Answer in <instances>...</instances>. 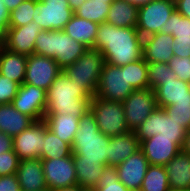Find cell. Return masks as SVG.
<instances>
[{"instance_id":"obj_1","label":"cell","mask_w":190,"mask_h":191,"mask_svg":"<svg viewBox=\"0 0 190 191\" xmlns=\"http://www.w3.org/2000/svg\"><path fill=\"white\" fill-rule=\"evenodd\" d=\"M93 48L101 51L106 63L125 66L143 58V37L135 27L104 22L99 24Z\"/></svg>"},{"instance_id":"obj_2","label":"cell","mask_w":190,"mask_h":191,"mask_svg":"<svg viewBox=\"0 0 190 191\" xmlns=\"http://www.w3.org/2000/svg\"><path fill=\"white\" fill-rule=\"evenodd\" d=\"M92 97L61 72L46 91L45 115L70 114L81 118L90 110Z\"/></svg>"},{"instance_id":"obj_3","label":"cell","mask_w":190,"mask_h":191,"mask_svg":"<svg viewBox=\"0 0 190 191\" xmlns=\"http://www.w3.org/2000/svg\"><path fill=\"white\" fill-rule=\"evenodd\" d=\"M110 137L99 131L94 114L89 110L79 119V128L72 143L77 161H98L107 165Z\"/></svg>"},{"instance_id":"obj_4","label":"cell","mask_w":190,"mask_h":191,"mask_svg":"<svg viewBox=\"0 0 190 191\" xmlns=\"http://www.w3.org/2000/svg\"><path fill=\"white\" fill-rule=\"evenodd\" d=\"M87 49L63 30H42L36 37L34 54L55 59L64 69L73 64Z\"/></svg>"},{"instance_id":"obj_5","label":"cell","mask_w":190,"mask_h":191,"mask_svg":"<svg viewBox=\"0 0 190 191\" xmlns=\"http://www.w3.org/2000/svg\"><path fill=\"white\" fill-rule=\"evenodd\" d=\"M100 50L88 48L73 64L66 66L63 72L91 96L96 95L100 74L105 64Z\"/></svg>"},{"instance_id":"obj_6","label":"cell","mask_w":190,"mask_h":191,"mask_svg":"<svg viewBox=\"0 0 190 191\" xmlns=\"http://www.w3.org/2000/svg\"><path fill=\"white\" fill-rule=\"evenodd\" d=\"M90 110L94 114L99 131L108 137L128 132L122 102L92 97Z\"/></svg>"},{"instance_id":"obj_7","label":"cell","mask_w":190,"mask_h":191,"mask_svg":"<svg viewBox=\"0 0 190 191\" xmlns=\"http://www.w3.org/2000/svg\"><path fill=\"white\" fill-rule=\"evenodd\" d=\"M134 90L128 82L127 65L104 64L96 90V97L123 102Z\"/></svg>"},{"instance_id":"obj_8","label":"cell","mask_w":190,"mask_h":191,"mask_svg":"<svg viewBox=\"0 0 190 191\" xmlns=\"http://www.w3.org/2000/svg\"><path fill=\"white\" fill-rule=\"evenodd\" d=\"M175 10L169 0H153L138 8L136 29L143 38L159 32L166 34L167 20Z\"/></svg>"},{"instance_id":"obj_9","label":"cell","mask_w":190,"mask_h":191,"mask_svg":"<svg viewBox=\"0 0 190 191\" xmlns=\"http://www.w3.org/2000/svg\"><path fill=\"white\" fill-rule=\"evenodd\" d=\"M128 129L135 131L158 107L155 91L151 88L134 90L123 102Z\"/></svg>"},{"instance_id":"obj_10","label":"cell","mask_w":190,"mask_h":191,"mask_svg":"<svg viewBox=\"0 0 190 191\" xmlns=\"http://www.w3.org/2000/svg\"><path fill=\"white\" fill-rule=\"evenodd\" d=\"M33 14V21L42 30H63L74 11L69 7L68 0H37Z\"/></svg>"},{"instance_id":"obj_11","label":"cell","mask_w":190,"mask_h":191,"mask_svg":"<svg viewBox=\"0 0 190 191\" xmlns=\"http://www.w3.org/2000/svg\"><path fill=\"white\" fill-rule=\"evenodd\" d=\"M139 143L154 135L166 137H186L187 131L165 110L157 107L150 116L135 130Z\"/></svg>"},{"instance_id":"obj_12","label":"cell","mask_w":190,"mask_h":191,"mask_svg":"<svg viewBox=\"0 0 190 191\" xmlns=\"http://www.w3.org/2000/svg\"><path fill=\"white\" fill-rule=\"evenodd\" d=\"M185 137L154 135L140 143V149L151 165L165 166L183 148Z\"/></svg>"},{"instance_id":"obj_13","label":"cell","mask_w":190,"mask_h":191,"mask_svg":"<svg viewBox=\"0 0 190 191\" xmlns=\"http://www.w3.org/2000/svg\"><path fill=\"white\" fill-rule=\"evenodd\" d=\"M63 71L55 59L43 55L27 56L26 75L24 83L32 84L47 91L53 80Z\"/></svg>"},{"instance_id":"obj_14","label":"cell","mask_w":190,"mask_h":191,"mask_svg":"<svg viewBox=\"0 0 190 191\" xmlns=\"http://www.w3.org/2000/svg\"><path fill=\"white\" fill-rule=\"evenodd\" d=\"M49 191L77 185L73 154L60 159H41Z\"/></svg>"},{"instance_id":"obj_15","label":"cell","mask_w":190,"mask_h":191,"mask_svg":"<svg viewBox=\"0 0 190 191\" xmlns=\"http://www.w3.org/2000/svg\"><path fill=\"white\" fill-rule=\"evenodd\" d=\"M45 125L44 120L34 121L31 126L13 138V150L20 161L41 157Z\"/></svg>"},{"instance_id":"obj_16","label":"cell","mask_w":190,"mask_h":191,"mask_svg":"<svg viewBox=\"0 0 190 191\" xmlns=\"http://www.w3.org/2000/svg\"><path fill=\"white\" fill-rule=\"evenodd\" d=\"M11 104L34 121L43 120L46 111V91L32 84L23 83Z\"/></svg>"},{"instance_id":"obj_17","label":"cell","mask_w":190,"mask_h":191,"mask_svg":"<svg viewBox=\"0 0 190 191\" xmlns=\"http://www.w3.org/2000/svg\"><path fill=\"white\" fill-rule=\"evenodd\" d=\"M41 31L39 24L34 21L21 27H8L5 30L3 47L9 51L30 56L34 54L36 37Z\"/></svg>"},{"instance_id":"obj_18","label":"cell","mask_w":190,"mask_h":191,"mask_svg":"<svg viewBox=\"0 0 190 191\" xmlns=\"http://www.w3.org/2000/svg\"><path fill=\"white\" fill-rule=\"evenodd\" d=\"M149 161L141 149L116 166L121 183L131 191H140L143 179L149 167Z\"/></svg>"},{"instance_id":"obj_19","label":"cell","mask_w":190,"mask_h":191,"mask_svg":"<svg viewBox=\"0 0 190 191\" xmlns=\"http://www.w3.org/2000/svg\"><path fill=\"white\" fill-rule=\"evenodd\" d=\"M153 90L158 107L190 103V83L183 80L176 78L160 81V85Z\"/></svg>"},{"instance_id":"obj_20","label":"cell","mask_w":190,"mask_h":191,"mask_svg":"<svg viewBox=\"0 0 190 191\" xmlns=\"http://www.w3.org/2000/svg\"><path fill=\"white\" fill-rule=\"evenodd\" d=\"M174 36L156 33L143 38V59L146 62L168 63L174 56Z\"/></svg>"},{"instance_id":"obj_21","label":"cell","mask_w":190,"mask_h":191,"mask_svg":"<svg viewBox=\"0 0 190 191\" xmlns=\"http://www.w3.org/2000/svg\"><path fill=\"white\" fill-rule=\"evenodd\" d=\"M16 175L21 191L48 190L40 158L20 161Z\"/></svg>"},{"instance_id":"obj_22","label":"cell","mask_w":190,"mask_h":191,"mask_svg":"<svg viewBox=\"0 0 190 191\" xmlns=\"http://www.w3.org/2000/svg\"><path fill=\"white\" fill-rule=\"evenodd\" d=\"M140 149L139 139L135 131H128L110 137L108 143L107 165L118 166Z\"/></svg>"},{"instance_id":"obj_23","label":"cell","mask_w":190,"mask_h":191,"mask_svg":"<svg viewBox=\"0 0 190 191\" xmlns=\"http://www.w3.org/2000/svg\"><path fill=\"white\" fill-rule=\"evenodd\" d=\"M165 167L170 190L190 191V154L181 150Z\"/></svg>"},{"instance_id":"obj_24","label":"cell","mask_w":190,"mask_h":191,"mask_svg":"<svg viewBox=\"0 0 190 191\" xmlns=\"http://www.w3.org/2000/svg\"><path fill=\"white\" fill-rule=\"evenodd\" d=\"M32 123L31 117L20 113L11 103L0 104V132L14 138Z\"/></svg>"},{"instance_id":"obj_25","label":"cell","mask_w":190,"mask_h":191,"mask_svg":"<svg viewBox=\"0 0 190 191\" xmlns=\"http://www.w3.org/2000/svg\"><path fill=\"white\" fill-rule=\"evenodd\" d=\"M27 56L0 47V74L17 82L24 83L26 75Z\"/></svg>"},{"instance_id":"obj_26","label":"cell","mask_w":190,"mask_h":191,"mask_svg":"<svg viewBox=\"0 0 190 191\" xmlns=\"http://www.w3.org/2000/svg\"><path fill=\"white\" fill-rule=\"evenodd\" d=\"M79 119L67 113L45 115L43 120L46 122L48 129L72 147L75 134L79 128Z\"/></svg>"},{"instance_id":"obj_27","label":"cell","mask_w":190,"mask_h":191,"mask_svg":"<svg viewBox=\"0 0 190 191\" xmlns=\"http://www.w3.org/2000/svg\"><path fill=\"white\" fill-rule=\"evenodd\" d=\"M98 27V23L73 14L63 31L72 39L84 44L87 48H93Z\"/></svg>"},{"instance_id":"obj_28","label":"cell","mask_w":190,"mask_h":191,"mask_svg":"<svg viewBox=\"0 0 190 191\" xmlns=\"http://www.w3.org/2000/svg\"><path fill=\"white\" fill-rule=\"evenodd\" d=\"M138 7L124 0L111 3L106 17V23L115 27H137Z\"/></svg>"},{"instance_id":"obj_29","label":"cell","mask_w":190,"mask_h":191,"mask_svg":"<svg viewBox=\"0 0 190 191\" xmlns=\"http://www.w3.org/2000/svg\"><path fill=\"white\" fill-rule=\"evenodd\" d=\"M77 185L82 189L95 188L102 176L104 164L98 161H77L73 157Z\"/></svg>"},{"instance_id":"obj_30","label":"cell","mask_w":190,"mask_h":191,"mask_svg":"<svg viewBox=\"0 0 190 191\" xmlns=\"http://www.w3.org/2000/svg\"><path fill=\"white\" fill-rule=\"evenodd\" d=\"M71 155L72 147L68 143L62 141L54 132L48 129L47 125H45L43 153L40 159H60Z\"/></svg>"},{"instance_id":"obj_31","label":"cell","mask_w":190,"mask_h":191,"mask_svg":"<svg viewBox=\"0 0 190 191\" xmlns=\"http://www.w3.org/2000/svg\"><path fill=\"white\" fill-rule=\"evenodd\" d=\"M111 3L106 1L85 0L74 14L86 20L101 24L106 22Z\"/></svg>"},{"instance_id":"obj_32","label":"cell","mask_w":190,"mask_h":191,"mask_svg":"<svg viewBox=\"0 0 190 191\" xmlns=\"http://www.w3.org/2000/svg\"><path fill=\"white\" fill-rule=\"evenodd\" d=\"M168 175L165 166L149 165L140 191H169Z\"/></svg>"},{"instance_id":"obj_33","label":"cell","mask_w":190,"mask_h":191,"mask_svg":"<svg viewBox=\"0 0 190 191\" xmlns=\"http://www.w3.org/2000/svg\"><path fill=\"white\" fill-rule=\"evenodd\" d=\"M147 74L148 66L143 58L127 64L128 82L135 90L149 88Z\"/></svg>"},{"instance_id":"obj_34","label":"cell","mask_w":190,"mask_h":191,"mask_svg":"<svg viewBox=\"0 0 190 191\" xmlns=\"http://www.w3.org/2000/svg\"><path fill=\"white\" fill-rule=\"evenodd\" d=\"M166 34H171L178 40H190V19L173 11L166 23Z\"/></svg>"},{"instance_id":"obj_35","label":"cell","mask_w":190,"mask_h":191,"mask_svg":"<svg viewBox=\"0 0 190 191\" xmlns=\"http://www.w3.org/2000/svg\"><path fill=\"white\" fill-rule=\"evenodd\" d=\"M37 0H25L10 12L8 27H21L33 21Z\"/></svg>"},{"instance_id":"obj_36","label":"cell","mask_w":190,"mask_h":191,"mask_svg":"<svg viewBox=\"0 0 190 191\" xmlns=\"http://www.w3.org/2000/svg\"><path fill=\"white\" fill-rule=\"evenodd\" d=\"M96 191H131L119 180L115 166L104 165L102 176L95 187Z\"/></svg>"},{"instance_id":"obj_37","label":"cell","mask_w":190,"mask_h":191,"mask_svg":"<svg viewBox=\"0 0 190 191\" xmlns=\"http://www.w3.org/2000/svg\"><path fill=\"white\" fill-rule=\"evenodd\" d=\"M149 88L154 89L160 85V81L176 79V74L172 71L168 63L147 62Z\"/></svg>"},{"instance_id":"obj_38","label":"cell","mask_w":190,"mask_h":191,"mask_svg":"<svg viewBox=\"0 0 190 191\" xmlns=\"http://www.w3.org/2000/svg\"><path fill=\"white\" fill-rule=\"evenodd\" d=\"M163 109L169 117H172L186 131L190 130V103L172 104Z\"/></svg>"},{"instance_id":"obj_39","label":"cell","mask_w":190,"mask_h":191,"mask_svg":"<svg viewBox=\"0 0 190 191\" xmlns=\"http://www.w3.org/2000/svg\"><path fill=\"white\" fill-rule=\"evenodd\" d=\"M168 65L176 74V78L190 83V57L173 56Z\"/></svg>"},{"instance_id":"obj_40","label":"cell","mask_w":190,"mask_h":191,"mask_svg":"<svg viewBox=\"0 0 190 191\" xmlns=\"http://www.w3.org/2000/svg\"><path fill=\"white\" fill-rule=\"evenodd\" d=\"M20 159L14 150L0 154V177L14 175L19 167Z\"/></svg>"},{"instance_id":"obj_41","label":"cell","mask_w":190,"mask_h":191,"mask_svg":"<svg viewBox=\"0 0 190 191\" xmlns=\"http://www.w3.org/2000/svg\"><path fill=\"white\" fill-rule=\"evenodd\" d=\"M17 82L0 74V104H9L16 96L19 88Z\"/></svg>"},{"instance_id":"obj_42","label":"cell","mask_w":190,"mask_h":191,"mask_svg":"<svg viewBox=\"0 0 190 191\" xmlns=\"http://www.w3.org/2000/svg\"><path fill=\"white\" fill-rule=\"evenodd\" d=\"M0 191H21L17 175L0 177Z\"/></svg>"},{"instance_id":"obj_43","label":"cell","mask_w":190,"mask_h":191,"mask_svg":"<svg viewBox=\"0 0 190 191\" xmlns=\"http://www.w3.org/2000/svg\"><path fill=\"white\" fill-rule=\"evenodd\" d=\"M173 52L178 57H190V40H178L174 38Z\"/></svg>"},{"instance_id":"obj_44","label":"cell","mask_w":190,"mask_h":191,"mask_svg":"<svg viewBox=\"0 0 190 191\" xmlns=\"http://www.w3.org/2000/svg\"><path fill=\"white\" fill-rule=\"evenodd\" d=\"M13 149V138L0 132V154Z\"/></svg>"},{"instance_id":"obj_45","label":"cell","mask_w":190,"mask_h":191,"mask_svg":"<svg viewBox=\"0 0 190 191\" xmlns=\"http://www.w3.org/2000/svg\"><path fill=\"white\" fill-rule=\"evenodd\" d=\"M10 11L6 8L3 0H0V26L6 30L9 25Z\"/></svg>"},{"instance_id":"obj_46","label":"cell","mask_w":190,"mask_h":191,"mask_svg":"<svg viewBox=\"0 0 190 191\" xmlns=\"http://www.w3.org/2000/svg\"><path fill=\"white\" fill-rule=\"evenodd\" d=\"M175 9L184 17L190 19V0H179L175 4Z\"/></svg>"},{"instance_id":"obj_47","label":"cell","mask_w":190,"mask_h":191,"mask_svg":"<svg viewBox=\"0 0 190 191\" xmlns=\"http://www.w3.org/2000/svg\"><path fill=\"white\" fill-rule=\"evenodd\" d=\"M23 1L25 0H3L6 8L11 12L15 8H17Z\"/></svg>"},{"instance_id":"obj_48","label":"cell","mask_w":190,"mask_h":191,"mask_svg":"<svg viewBox=\"0 0 190 191\" xmlns=\"http://www.w3.org/2000/svg\"><path fill=\"white\" fill-rule=\"evenodd\" d=\"M182 150L190 154V130L187 131Z\"/></svg>"},{"instance_id":"obj_49","label":"cell","mask_w":190,"mask_h":191,"mask_svg":"<svg viewBox=\"0 0 190 191\" xmlns=\"http://www.w3.org/2000/svg\"><path fill=\"white\" fill-rule=\"evenodd\" d=\"M124 1L131 3L132 5L137 6L139 8L143 5L150 3L153 0H124Z\"/></svg>"},{"instance_id":"obj_50","label":"cell","mask_w":190,"mask_h":191,"mask_svg":"<svg viewBox=\"0 0 190 191\" xmlns=\"http://www.w3.org/2000/svg\"><path fill=\"white\" fill-rule=\"evenodd\" d=\"M85 0H68L69 7L75 11Z\"/></svg>"},{"instance_id":"obj_51","label":"cell","mask_w":190,"mask_h":191,"mask_svg":"<svg viewBox=\"0 0 190 191\" xmlns=\"http://www.w3.org/2000/svg\"><path fill=\"white\" fill-rule=\"evenodd\" d=\"M53 191H82V188L78 185H75V186H71V187L56 189Z\"/></svg>"},{"instance_id":"obj_52","label":"cell","mask_w":190,"mask_h":191,"mask_svg":"<svg viewBox=\"0 0 190 191\" xmlns=\"http://www.w3.org/2000/svg\"><path fill=\"white\" fill-rule=\"evenodd\" d=\"M5 30L0 26V47L4 45Z\"/></svg>"},{"instance_id":"obj_53","label":"cell","mask_w":190,"mask_h":191,"mask_svg":"<svg viewBox=\"0 0 190 191\" xmlns=\"http://www.w3.org/2000/svg\"><path fill=\"white\" fill-rule=\"evenodd\" d=\"M82 191H96L95 188L82 189Z\"/></svg>"},{"instance_id":"obj_54","label":"cell","mask_w":190,"mask_h":191,"mask_svg":"<svg viewBox=\"0 0 190 191\" xmlns=\"http://www.w3.org/2000/svg\"><path fill=\"white\" fill-rule=\"evenodd\" d=\"M95 1H106L107 3H112L115 0H95Z\"/></svg>"},{"instance_id":"obj_55","label":"cell","mask_w":190,"mask_h":191,"mask_svg":"<svg viewBox=\"0 0 190 191\" xmlns=\"http://www.w3.org/2000/svg\"><path fill=\"white\" fill-rule=\"evenodd\" d=\"M171 3L176 4L179 0H169Z\"/></svg>"}]
</instances>
